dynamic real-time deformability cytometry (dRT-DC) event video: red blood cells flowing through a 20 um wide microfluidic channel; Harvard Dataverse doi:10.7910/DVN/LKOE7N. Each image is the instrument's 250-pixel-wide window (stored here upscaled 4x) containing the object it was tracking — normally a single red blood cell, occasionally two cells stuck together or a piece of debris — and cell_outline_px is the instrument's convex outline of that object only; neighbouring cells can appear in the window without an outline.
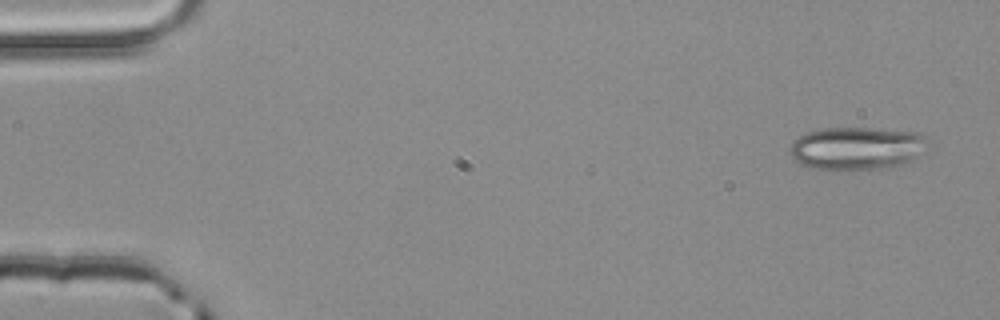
{"species": "common noctule bat (a hibernating species)", "species_latin": "Nyctalus noctula", "temperature_condition": "room temperature", "stored_images_in_passage": 5, "segment_of_instrument_passage": [2, 2], "camera_frame_rate_fps": 3000, "um_per_image_px": 0.085, "animal": {"sex": "male", "body_mass_g": 20.4}, "frame": {"image": 1, "passage_image": 5, "time_ms": 1.333, "image_size_px": [1000, 320], "cell_outline_px": [[928, 136], [924, 152], [900, 164], [884, 168], [836, 172], [832, 172], [812, 168], [796, 160], [788, 152], [788, 148], [792, 140], [808, 132], [820, 128], [872, 128], [920, 132]], "centroid_in_image_um": [72.79, 12.61], "position_along_channel_um": 12.2, "area_um2": 35.14}}